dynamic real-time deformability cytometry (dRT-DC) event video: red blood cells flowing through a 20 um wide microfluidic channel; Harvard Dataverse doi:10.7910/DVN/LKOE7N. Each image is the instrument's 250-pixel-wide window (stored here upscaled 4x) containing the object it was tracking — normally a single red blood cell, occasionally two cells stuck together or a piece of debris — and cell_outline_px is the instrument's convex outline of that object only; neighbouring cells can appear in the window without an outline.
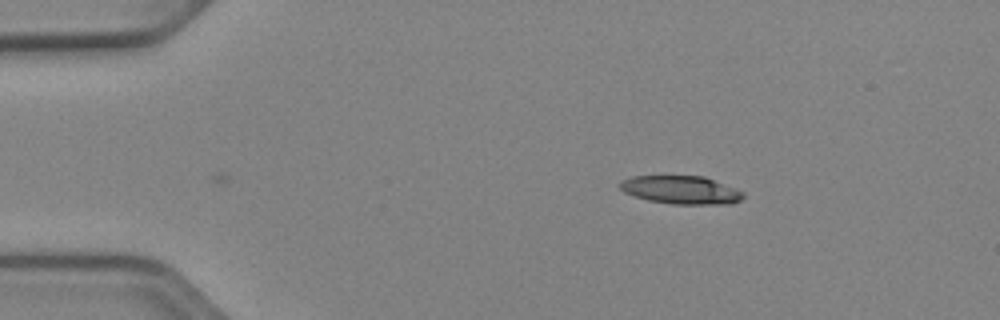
{"species": "Egyptian fruit bat (a non-hibernating species)", "species_latin": "Rousettus aegyptiacus", "temperature_condition": "cold", "stored_images_in_passage": 2, "camera_frame_rate_fps": 3000, "um_per_image_px": 0.085, "animal": {"sex": "female"}, "frame": {"image": 1, "passage_image": 2, "time_ms": 0.333, "image_size_px": [1000, 320], "cell_outline_px": [[744, 196], [740, 200], [732, 204], [672, 204], [648, 200], [624, 192], [620, 188], [620, 180], [632, 176], [704, 176], [736, 188], [744, 192]], "centroid_in_image_um": [57.91, 16.14], "position_along_channel_um": 27.1, "area_um2": 20.29}}